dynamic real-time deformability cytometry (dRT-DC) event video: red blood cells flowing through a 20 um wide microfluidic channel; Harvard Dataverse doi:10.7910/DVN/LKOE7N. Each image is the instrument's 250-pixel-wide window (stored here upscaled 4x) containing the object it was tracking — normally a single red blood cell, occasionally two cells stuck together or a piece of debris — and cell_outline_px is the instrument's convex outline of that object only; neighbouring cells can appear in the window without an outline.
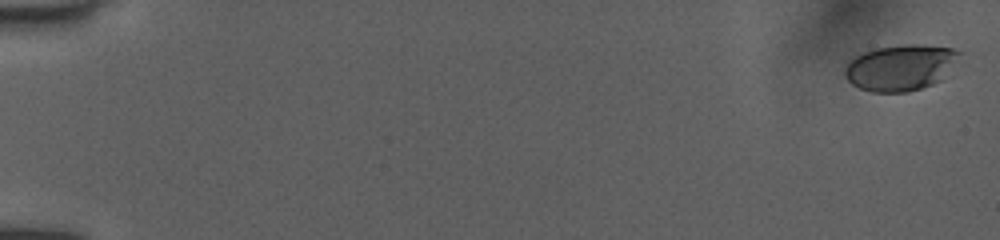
{"species": "human", "species_latin": "Homo sapiens", "temperature_condition": "room temperature", "stored_images_in_passage": 54, "camera_frame_rate_fps": 3000, "um_per_image_px": 0.085, "donor": {"sex": "female"}, "frame": {"image": 1, "passage_image": 2, "time_ms": 0.333, "image_size_px": [1000, 240], "cell_outline_px": [[964, 52], [940, 80], [932, 84], [908, 92], [872, 92], [860, 88], [852, 84], [844, 76], [844, 68], [848, 60], [864, 52], [876, 48], [904, 44], [916, 44], [952, 48]], "centroid_in_image_um": [76.52, 5.73], "position_along_channel_um": 8.5, "area_um2": 30.69}}
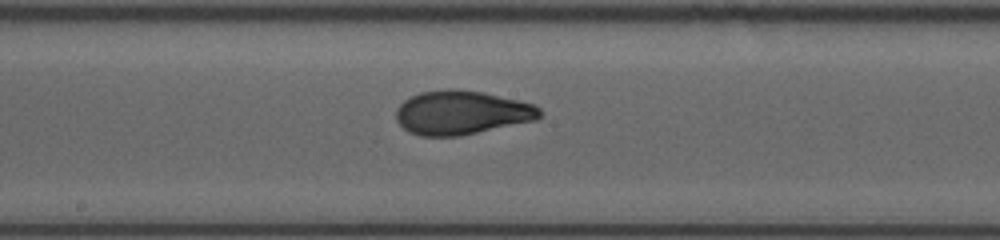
{"frame": {"image": 2, "passage_image": 31, "time_ms": 10.0, "image_size_px": [1000, 240], "cell_outline_px": [[544, 112], [536, 120], [460, 136], [420, 136], [408, 132], [396, 120], [396, 108], [404, 100], [420, 92], [448, 88], [456, 88], [484, 92], [532, 104], [540, 108]], "centroid_in_image_um": [39.22, 9.57], "position_along_channel_um": 209.0, "area_um2": 36.93}}
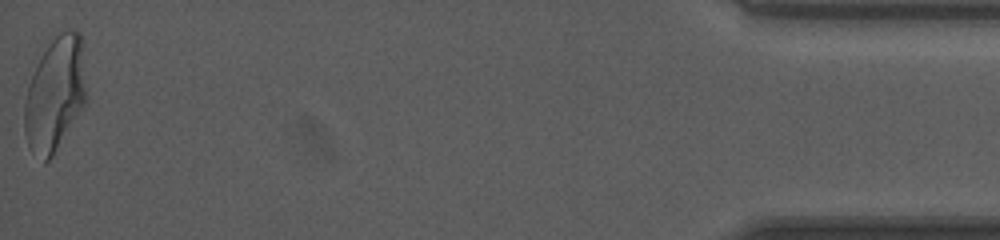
{"frame": {"image": 3, "passage_image": 54, "time_ms": 17.667, "image_size_px": [1000, 240], "cell_outline_px": [[84, 108], [52, 156], [44, 164], [28, 144], [24, 132], [24, 104], [28, 88], [32, 76], [40, 56], [48, 44], [60, 32], [68, 28], [80, 32], [84, 88]], "centroid_in_image_um": [4.65, 8.03], "position_along_channel_um": 430.5, "area_um2": 40.34}, "authors_computed_cell_mechanics": {"area_um2": 35.9805, "velocity_mm_per_s": 4.0124, "shape_relaxation_time_tau1_ms": 5.2139, "shape_relaxation_time_tau2_ms": null, "deformation_change_tau1": 0.1836, "deformation_change_tau2": null}}